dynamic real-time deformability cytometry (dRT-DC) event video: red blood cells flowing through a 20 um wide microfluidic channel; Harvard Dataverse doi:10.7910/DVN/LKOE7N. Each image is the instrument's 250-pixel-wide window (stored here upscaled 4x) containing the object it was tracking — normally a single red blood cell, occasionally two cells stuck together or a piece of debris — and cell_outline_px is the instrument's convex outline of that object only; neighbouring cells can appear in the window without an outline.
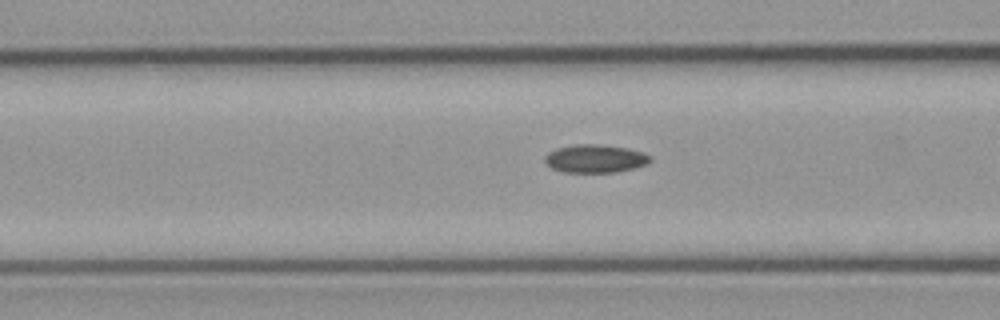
{"species": "common noctule bat (a hibernating species)", "species_latin": "Nyctalus noctula", "temperature_condition": "cold", "stored_images_in_passage": 10, "camera_frame_rate_fps": 3000, "um_per_image_px": 0.085, "animal": {"sex": "male", "body_mass_g": 23.1, "forearm_length_mm": 52.7}, "frame": {"image": 1, "passage_image": 5, "time_ms": 1.333, "image_size_px": [1000, 320], "cell_outline_px": [[652, 160], [648, 164], [616, 172], [564, 172], [552, 168], [544, 160], [544, 156], [548, 152], [556, 148], [576, 144], [596, 144], [628, 148], [652, 156]], "centroid_in_image_um": [50.59, 13.48], "position_along_channel_um": 116.0, "area_um2": 17.22}}
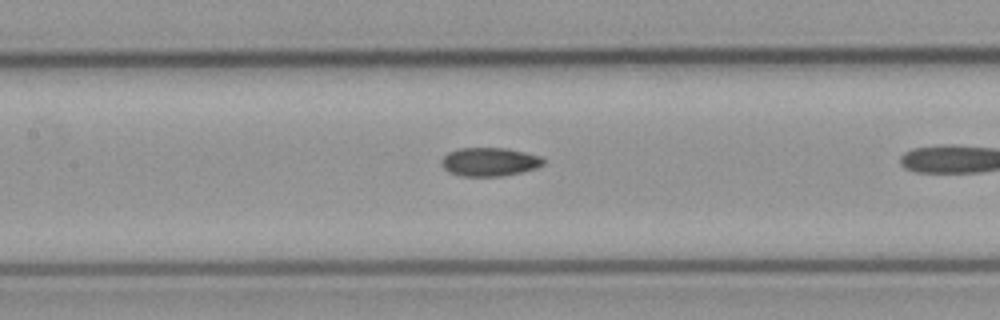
{"frame": {"image": 2, "passage_image": 9, "time_ms": 2.667, "image_size_px": [1000, 320], "cell_outline_px": [[544, 164], [536, 168], [504, 176], [460, 176], [448, 172], [444, 168], [440, 160], [448, 152], [460, 148], [508, 148], [540, 156], [544, 160]], "centroid_in_image_um": [41.59, 13.76], "position_along_channel_um": 165.8, "area_um2": 16.99}}